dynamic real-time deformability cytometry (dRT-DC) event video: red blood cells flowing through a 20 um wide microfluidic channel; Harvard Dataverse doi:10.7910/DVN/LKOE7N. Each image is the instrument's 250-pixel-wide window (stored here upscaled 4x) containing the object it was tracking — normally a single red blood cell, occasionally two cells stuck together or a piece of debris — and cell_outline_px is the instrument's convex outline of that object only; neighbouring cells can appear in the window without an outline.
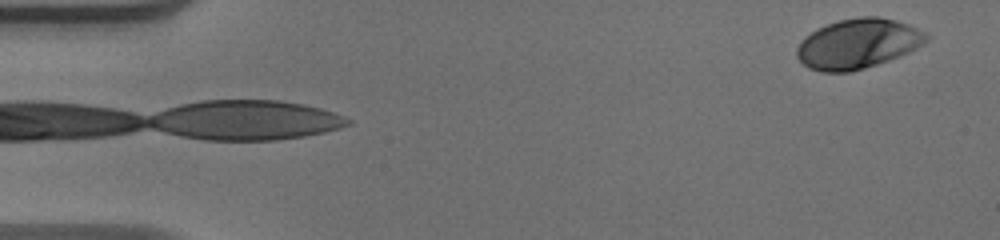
{"species": "human", "species_latin": "Homo sapiens", "temperature_condition": "warm", "stored_images_in_passage": 50, "camera_frame_rate_fps": 3000, "um_per_image_px": 0.085, "donor": {"sex": "male"}, "frame": {"image": 1, "passage_image": 1, "time_ms": 0.0, "image_size_px": [1000, 240], "cell_outline_px": [[932, 36], [928, 40], [916, 48], [900, 56], [864, 68], [848, 72], [820, 72], [808, 68], [796, 56], [796, 48], [800, 40], [816, 28], [840, 20], [860, 16], [880, 16], [896, 20], [908, 24]], "centroid_in_image_um": [72.9, 3.71], "position_along_channel_um": 12.1, "area_um2": 37.69}}
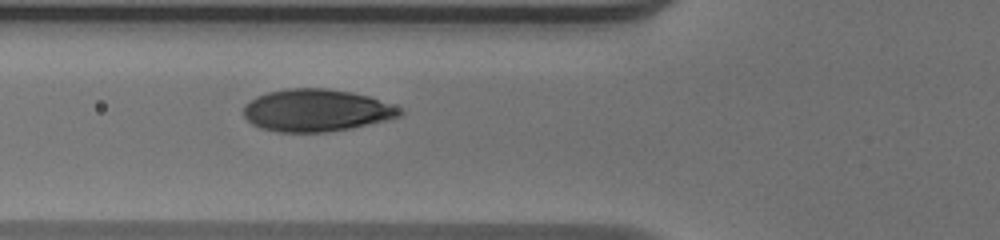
{"frame": {"image": 2, "passage_image": 18, "time_ms": 5.667, "image_size_px": [1000, 240], "cell_outline_px": [[404, 112], [400, 116], [352, 128], [328, 132], [280, 132], [260, 128], [252, 124], [244, 116], [244, 104], [256, 96], [268, 92], [288, 88], [328, 88], [352, 92], [368, 96], [400, 108]], "centroid_in_image_um": [26.85, 9.38], "position_along_channel_um": 98.9, "area_um2": 38.44}}
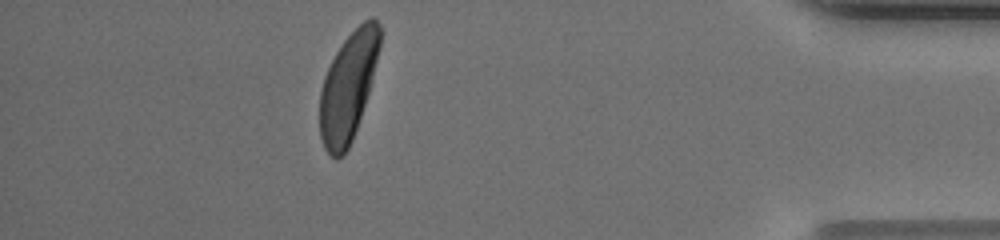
{"frame": {"image": 3, "passage_image": 45, "time_ms": 14.667, "image_size_px": [1000, 240], "cell_outline_px": [[380, 44], [368, 92], [352, 140], [344, 156], [336, 160], [324, 148], [320, 136], [320, 92], [324, 76], [336, 52], [344, 40], [368, 16], [372, 16], [380, 24]], "centroid_in_image_um": [29.57, 7.38], "position_along_channel_um": 405.6, "area_um2": 37.34}, "authors_computed_cell_mechanics": {"area_um2": 37.5122, "velocity_mm_per_s": 3.9225, "shape_relaxation_time_tau1_ms": 3.692, "shape_relaxation_time_tau2_ms": null, "deformation_change_tau1": 0.2241, "deformation_change_tau2": null}}